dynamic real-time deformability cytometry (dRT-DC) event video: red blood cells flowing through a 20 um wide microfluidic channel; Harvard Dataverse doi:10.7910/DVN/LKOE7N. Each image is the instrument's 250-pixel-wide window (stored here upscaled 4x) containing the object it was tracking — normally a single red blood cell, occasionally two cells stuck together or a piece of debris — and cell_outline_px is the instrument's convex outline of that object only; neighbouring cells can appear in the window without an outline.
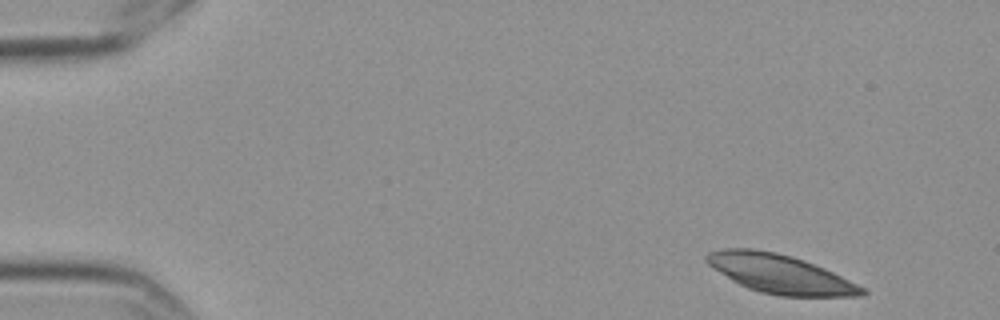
{"species": "Egyptian fruit bat (a non-hibernating species)", "species_latin": "Rousettus aegyptiacus", "temperature_condition": "cold", "stored_images_in_passage": 4, "camera_frame_rate_fps": 3000, "um_per_image_px": 0.085, "frame": {"image": 1, "passage_image": 1, "time_ms": 0.0, "image_size_px": [1000, 320], "cell_outline_px": [[868, 292], [864, 296], [780, 296], [760, 292], [748, 288], [732, 280], [708, 264], [704, 260], [704, 256], [708, 252], [724, 248], [752, 248], [776, 252], [792, 256], [804, 260], [824, 268], [868, 288]], "centroid_in_image_um": [66.34, 23.28], "position_along_channel_um": 18.7, "area_um2": 35.32}}